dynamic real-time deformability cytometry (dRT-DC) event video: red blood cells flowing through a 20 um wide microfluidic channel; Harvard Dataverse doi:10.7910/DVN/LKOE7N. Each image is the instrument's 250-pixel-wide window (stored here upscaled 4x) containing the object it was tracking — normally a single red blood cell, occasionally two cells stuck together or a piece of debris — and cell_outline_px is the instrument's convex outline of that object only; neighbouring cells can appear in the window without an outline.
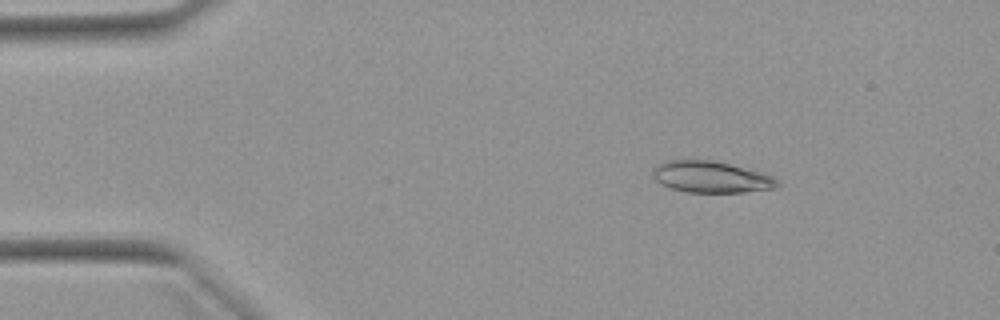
{"species": "Egyptian fruit bat (a non-hibernating species)", "species_latin": "Rousettus aegyptiacus", "temperature_condition": "warm", "stored_images_in_passage": 51, "camera_frame_rate_fps": 3000, "um_per_image_px": 0.085, "animal": {"sex": "female"}, "frame": {"image": 1, "passage_image": 8, "time_ms": 2.333, "image_size_px": [1000, 320], "cell_outline_px": [[780, 184], [776, 188], [744, 192], [688, 192], [672, 188], [660, 184], [652, 176], [652, 168], [656, 164], [664, 160], [712, 160], [760, 172], [772, 176]], "centroid_in_image_um": [60.38, 15.04], "position_along_channel_um": 24.6, "area_um2": 22.77}}
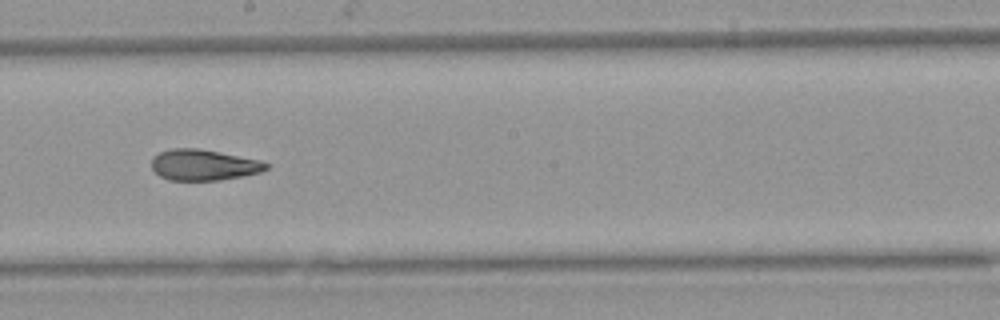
{"frame": {"image": 2, "passage_image": 29, "time_ms": 9.333, "image_size_px": [1000, 320], "cell_outline_px": [[268, 168], [260, 172], [244, 176], [220, 180], [168, 180], [160, 176], [152, 168], [152, 156], [160, 152], [172, 148], [196, 148], [220, 152], [260, 160], [268, 164]], "centroid_in_image_um": [17.3, 14.02], "position_along_channel_um": 230.9, "area_um2": 20.63}}
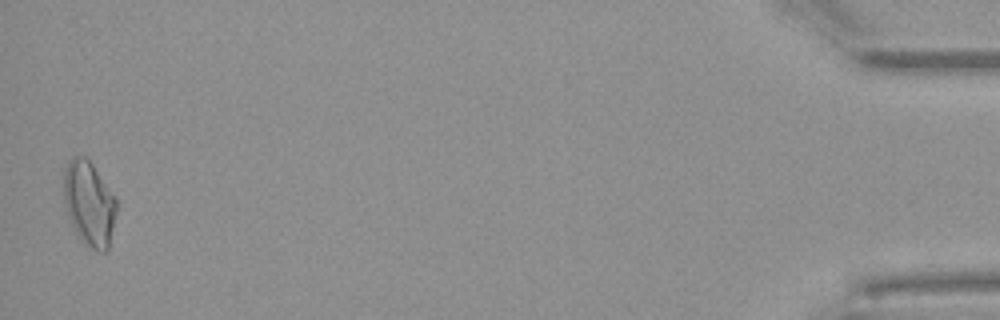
{"frame": {"image": 3, "passage_image": 51, "time_ms": 16.667, "image_size_px": [1000, 320], "cell_outline_px": [[116, 212], [108, 252], [100, 252], [84, 244], [80, 240], [68, 216], [64, 204], [64, 168], [68, 160], [72, 156], [84, 156], [92, 164], [116, 196]], "centroid_in_image_um": [7.58, 17.3], "position_along_channel_um": 427.6, "area_um2": 26.18}, "authors_computed_cell_mechanics": {"area_um2": 21.7906, "velocity_mm_per_s": 3.9656, "shape_relaxation_time_tau1_ms": null, "shape_relaxation_time_tau2_ms": 2.0293, "deformation_change_tau1": null, "deformation_change_tau2": 0.0815}}